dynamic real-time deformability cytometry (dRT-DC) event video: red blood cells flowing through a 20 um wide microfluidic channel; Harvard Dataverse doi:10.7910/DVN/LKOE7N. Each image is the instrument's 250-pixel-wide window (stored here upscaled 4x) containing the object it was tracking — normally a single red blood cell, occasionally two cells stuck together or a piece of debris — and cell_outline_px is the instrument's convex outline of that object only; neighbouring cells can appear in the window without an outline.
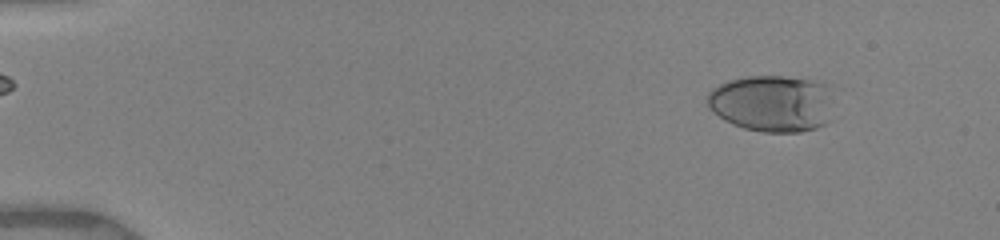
{"species": "human", "species_latin": "Homo sapiens", "temperature_condition": "warm", "stored_images_in_passage": 54, "camera_frame_rate_fps": 3000, "um_per_image_px": 0.085, "donor": {"sex": "female"}, "frame": {"image": 1, "passage_image": 5, "time_ms": 1.667, "image_size_px": [1000, 240], "cell_outline_px": [[828, 120], [824, 124], [816, 128], [800, 132], [764, 132], [744, 128], [732, 124], [724, 120], [708, 108], [708, 92], [712, 88], [728, 80], [748, 76], [780, 76], [808, 80], [824, 84]], "centroid_in_image_um": [65.48, 8.8], "position_along_channel_um": 19.5, "area_um2": 40.75}}
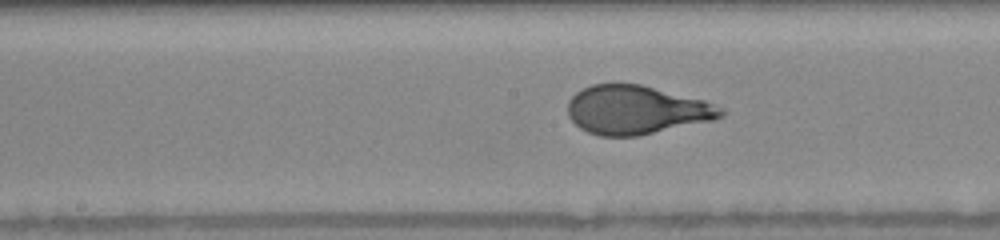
{"frame": {"image": 2, "passage_image": 27, "time_ms": 9.0, "image_size_px": [1000, 240], "cell_outline_px": [[724, 116], [716, 120], [640, 136], [600, 136], [588, 132], [580, 128], [568, 116], [568, 100], [576, 92], [592, 84], [640, 84], [704, 100], [724, 108]], "centroid_in_image_um": [54.12, 9.36], "position_along_channel_um": 194.1, "area_um2": 43.7}}
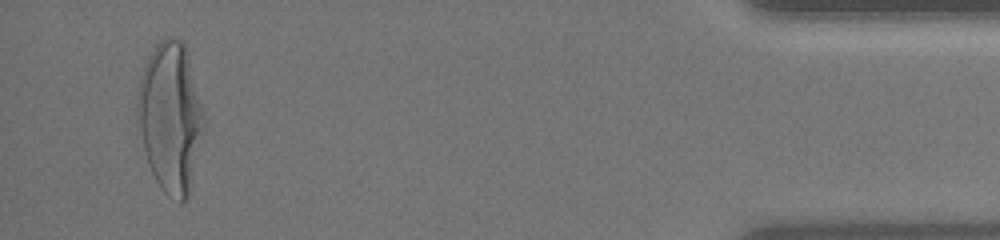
{"frame": {"image": 3, "passage_image": 52, "time_ms": 16.333, "image_size_px": [1000, 240], "cell_outline_px": [[204, 128], [188, 200], [180, 200], [168, 196], [160, 188], [148, 164], [144, 148], [136, 108], [136, 92], [140, 76], [144, 64], [148, 56], [156, 44], [164, 36], [172, 36], [184, 40], [188, 52], [204, 116]], "centroid_in_image_um": [14.48, 9.9], "position_along_channel_um": 420.7, "area_um2": 58.15}, "authors_computed_cell_mechanics": {"area_um2": 43.6679, "velocity_mm_per_s": 3.9546, "shape_relaxation_time_tau1_ms": 3.9509, "shape_relaxation_time_tau2_ms": null, "deformation_change_tau1": 0.2013, "deformation_change_tau2": null}}